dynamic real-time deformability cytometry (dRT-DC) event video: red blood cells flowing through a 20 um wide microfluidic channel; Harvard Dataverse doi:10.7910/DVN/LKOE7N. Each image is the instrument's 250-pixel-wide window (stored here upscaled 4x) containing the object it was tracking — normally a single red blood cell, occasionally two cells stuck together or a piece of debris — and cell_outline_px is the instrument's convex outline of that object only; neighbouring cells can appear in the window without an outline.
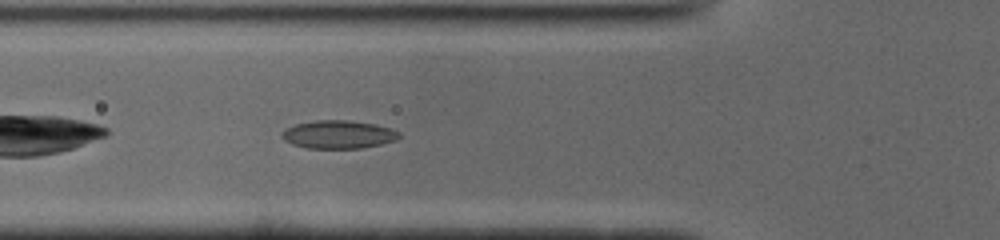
{"species": "common noctule bat (a hibernating species)", "species_latin": "Nyctalus noctula", "temperature_condition": "cold", "stored_images_in_passage": 33, "camera_frame_rate_fps": 3000, "um_per_image_px": 0.085, "animal": {"sex": "male", "body_mass_g": 19.0, "forearm_length_mm": 50.8}, "frame": {"image": 1, "passage_image": 5, "time_ms": 1.333, "image_size_px": [1000, 240], "cell_outline_px": [[400, 136], [396, 140], [380, 144], [360, 148], [308, 148], [292, 144], [284, 140], [284, 132], [288, 128], [296, 124], [316, 120], [344, 120], [376, 124], [400, 132]], "centroid_in_image_um": [28.8, 11.43], "position_along_channel_um": 97.0, "area_um2": 18.84}}
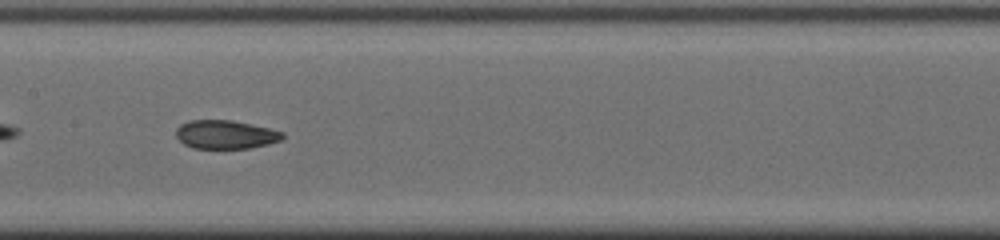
{"frame": {"image": 2, "passage_image": 12, "time_ms": 3.667, "image_size_px": [1000, 240], "cell_outline_px": [[284, 136], [280, 140], [268, 144], [248, 148], [192, 148], [184, 144], [176, 136], [176, 128], [180, 124], [188, 120], [232, 120], [268, 128], [284, 132]], "centroid_in_image_um": [19.14, 11.43], "position_along_channel_um": 188.3, "area_um2": 17.69}}
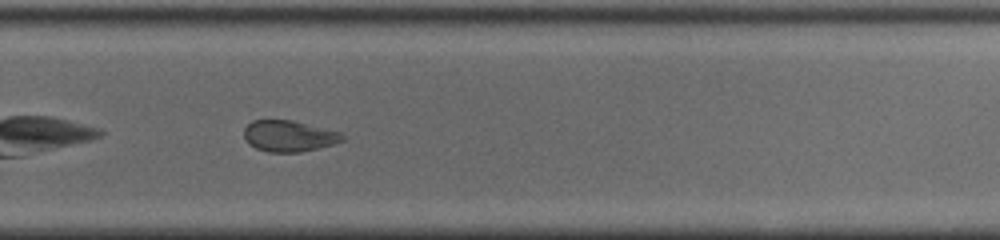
{"frame": {"image": 3, "passage_image": 21, "time_ms": 6.667, "image_size_px": [1000, 240], "cell_outline_px": [[344, 140], [332, 144], [300, 152], [268, 152], [256, 148], [248, 144], [244, 136], [244, 128], [252, 120], [292, 120], [340, 132], [344, 136]], "centroid_in_image_um": [24.52, 11.56], "position_along_channel_um": 305.3, "area_um2": 17.74}, "authors_computed_cell_mechanics": {"area_um2": 18.3804, "velocity_mm_per_s": 3.9123, "shape_relaxation_time_tau1_ms": null, "shape_relaxation_time_tau2_ms": 1.5664, "deformation_change_tau1": null, "deformation_change_tau2": 0.0699}}